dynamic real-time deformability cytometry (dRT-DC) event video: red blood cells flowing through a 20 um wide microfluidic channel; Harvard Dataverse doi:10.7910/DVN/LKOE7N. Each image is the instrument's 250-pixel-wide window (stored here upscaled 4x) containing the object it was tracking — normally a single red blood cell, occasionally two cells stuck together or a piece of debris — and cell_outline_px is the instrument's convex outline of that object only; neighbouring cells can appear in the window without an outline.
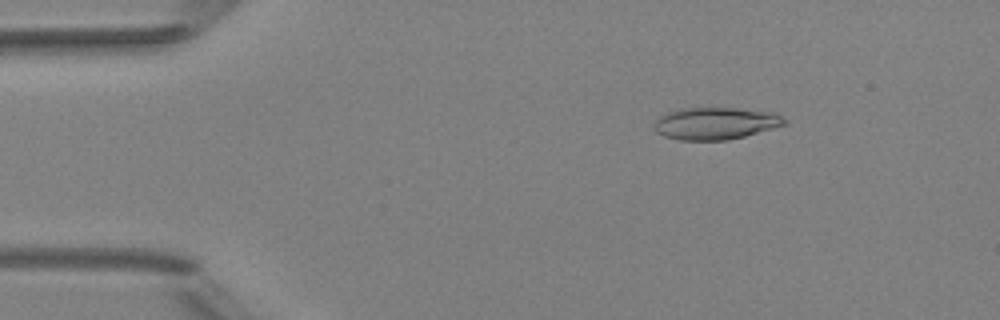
{"species": "Egyptian fruit bat (a non-hibernating species)", "species_latin": "Rousettus aegyptiacus", "temperature_condition": "room temperature", "stored_images_in_passage": 5, "camera_frame_rate_fps": 3000, "um_per_image_px": 0.085, "animal": {"sex": "female"}, "frame": {"image": 1, "passage_image": 3, "time_ms": 2.333, "image_size_px": [1000, 320], "cell_outline_px": [[788, 124], [744, 136], [728, 140], [680, 140], [664, 136], [656, 132], [652, 128], [656, 120], [660, 116], [668, 112], [680, 108], [740, 108], [772, 112], [784, 116], [788, 120]], "centroid_in_image_um": [60.84, 10.48], "position_along_channel_um": 24.2, "area_um2": 24.62}}